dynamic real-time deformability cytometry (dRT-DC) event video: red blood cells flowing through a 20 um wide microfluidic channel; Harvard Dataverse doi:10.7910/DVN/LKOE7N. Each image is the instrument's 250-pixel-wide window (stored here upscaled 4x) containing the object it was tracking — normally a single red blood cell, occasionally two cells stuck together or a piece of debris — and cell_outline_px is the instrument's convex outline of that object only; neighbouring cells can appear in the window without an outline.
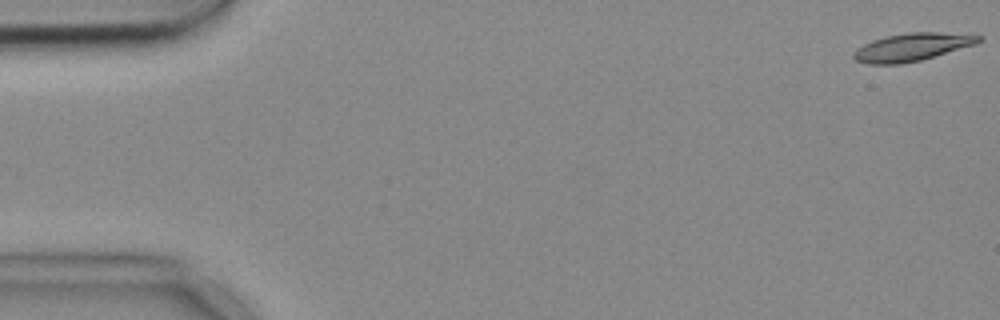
{"species": "common noctule bat (a hibernating species)", "species_latin": "Nyctalus noctula", "temperature_condition": "cold", "stored_images_in_passage": 5, "camera_frame_rate_fps": 3000, "um_per_image_px": 0.085, "animal": {"sex": "female", "body_mass_g": 18.4}, "frame": {"image": 1, "passage_image": 1, "time_ms": 0.0, "image_size_px": [1000, 320], "cell_outline_px": [[984, 40], [976, 44], [920, 60], [900, 64], [868, 64], [856, 60], [852, 56], [852, 52], [856, 48], [872, 40], [884, 36], [908, 32], [940, 32], [984, 36]], "centroid_in_image_um": [77.51, 3.99], "position_along_channel_um": 7.5, "area_um2": 20.35}}
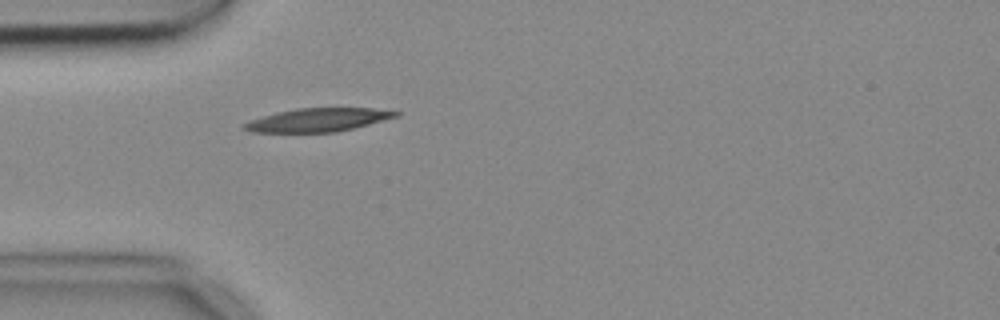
{"frame": {"image": 2, "passage_image": 5, "time_ms": 1.333, "image_size_px": [1000, 320], "cell_outline_px": [[400, 116], [336, 132], [252, 132], [240, 128], [244, 124], [252, 120], [276, 112], [296, 108], [372, 108], [400, 112]], "centroid_in_image_um": [27.02, 10.19], "position_along_channel_um": 58.0, "area_um2": 20.46}}